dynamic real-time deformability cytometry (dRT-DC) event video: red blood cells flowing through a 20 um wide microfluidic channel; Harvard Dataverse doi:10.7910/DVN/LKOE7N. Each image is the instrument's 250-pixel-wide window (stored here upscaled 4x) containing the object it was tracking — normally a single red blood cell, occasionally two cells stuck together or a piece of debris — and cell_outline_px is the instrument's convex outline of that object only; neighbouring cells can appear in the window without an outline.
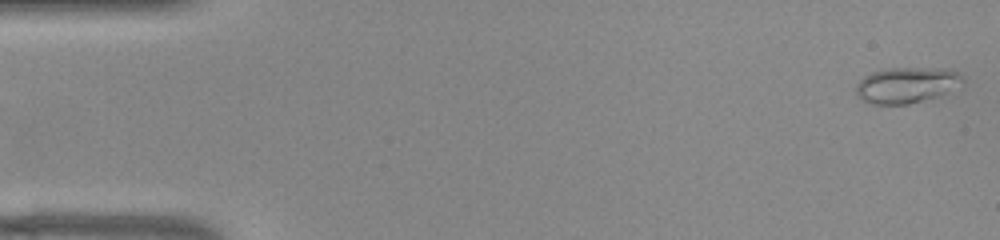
{"species": "common noctule bat (a hibernating species)", "species_latin": "Nyctalus noctula", "temperature_condition": "warm", "stored_images_in_passage": 52, "camera_frame_rate_fps": 3000, "um_per_image_px": 0.085, "animal": {"sex": "female", "body_mass_g": 22.0, "forearm_length_mm": 56.7}, "frame": {"image": 1, "passage_image": 1, "time_ms": 0.0, "image_size_px": [1000, 240], "cell_outline_px": [[964, 80], [940, 96], [908, 104], [872, 104], [860, 100], [856, 96], [856, 84], [864, 76], [872, 72], [888, 68], [948, 68], [956, 72]], "centroid_in_image_um": [76.99, 7.23], "position_along_channel_um": 8.0, "area_um2": 22.2}}
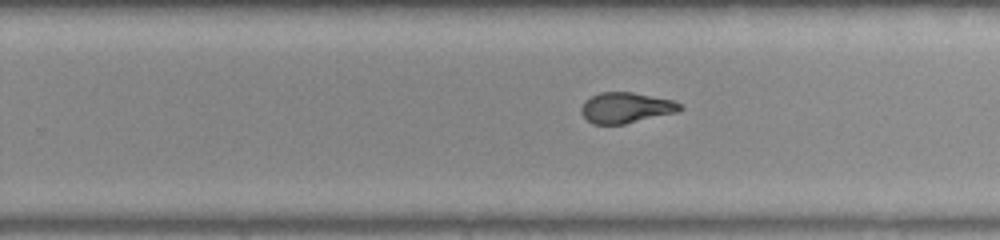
{"frame": {"image": 2, "passage_image": 32, "time_ms": 10.333, "image_size_px": [1000, 240], "cell_outline_px": [[684, 108], [676, 112], [624, 124], [592, 124], [580, 112], [580, 108], [584, 100], [600, 92], [632, 92], [672, 100], [680, 104]], "centroid_in_image_um": [53.17, 9.15], "position_along_channel_um": 276.6, "area_um2": 17.51}}
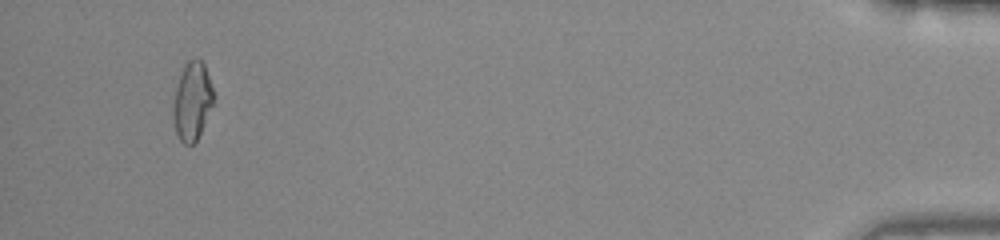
{"frame": {"image": 3, "passage_image": 49, "time_ms": 16.0, "image_size_px": [1000, 240], "cell_outline_px": [[216, 96], [200, 132], [196, 140], [192, 144], [184, 144], [180, 140], [176, 132], [172, 112], [172, 108], [176, 88], [184, 64], [188, 60], [200, 60], [204, 64]], "centroid_in_image_um": [16.34, 8.59], "position_along_channel_um": 418.9, "area_um2": 18.15}, "authors_computed_cell_mechanics": {"area_um2": 18.6983, "velocity_mm_per_s": 3.907, "shape_relaxation_time_tau1_ms": 6.9941, "shape_relaxation_time_tau2_ms": 1.3109, "deformation_change_tau1": 0.2491, "deformation_change_tau2": 0.0781}}